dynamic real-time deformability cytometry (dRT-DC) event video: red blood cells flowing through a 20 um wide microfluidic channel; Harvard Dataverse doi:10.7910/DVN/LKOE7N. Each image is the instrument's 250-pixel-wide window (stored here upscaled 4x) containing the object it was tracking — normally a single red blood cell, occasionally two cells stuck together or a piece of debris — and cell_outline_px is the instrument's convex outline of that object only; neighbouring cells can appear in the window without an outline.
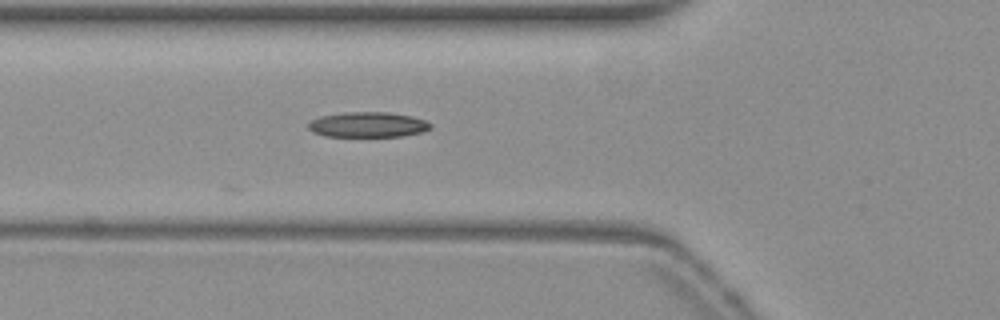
{"species": "common noctule bat (a hibernating species)", "species_latin": "Nyctalus noctula", "temperature_condition": "warm", "stored_images_in_passage": 3, "camera_frame_rate_fps": 3000, "um_per_image_px": 0.085, "animal": {"sex": "female", "body_mass_g": 19.3, "forearm_length_mm": 54.1}, "frame": {"image": 1, "passage_image": 3, "time_ms": 0.667, "image_size_px": [1000, 320], "cell_outline_px": [[432, 128], [424, 132], [404, 136], [324, 136], [312, 132], [308, 128], [308, 124], [312, 120], [320, 116], [344, 112], [388, 112], [412, 116], [424, 120], [432, 124]], "centroid_in_image_um": [31.29, 10.59], "position_along_channel_um": 94.5, "area_um2": 18.09}}